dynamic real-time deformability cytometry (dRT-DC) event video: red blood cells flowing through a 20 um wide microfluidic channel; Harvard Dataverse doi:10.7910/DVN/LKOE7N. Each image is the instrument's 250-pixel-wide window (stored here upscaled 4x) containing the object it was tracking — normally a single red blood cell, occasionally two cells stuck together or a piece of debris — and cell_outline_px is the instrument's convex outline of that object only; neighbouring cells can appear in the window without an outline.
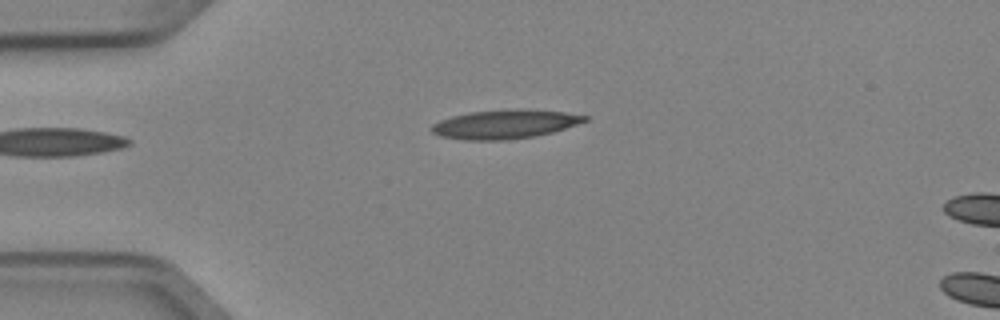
{"species": "Egyptian fruit bat (a non-hibernating species)", "species_latin": "Rousettus aegyptiacus", "temperature_condition": "cold", "stored_images_in_passage": 2, "camera_frame_rate_fps": 3000, "um_per_image_px": 0.085, "animal": {"sex": "female"}, "frame": {"image": 1, "passage_image": 2, "time_ms": 0.333, "image_size_px": [1000, 320], "cell_outline_px": [[588, 120], [552, 132], [532, 136], [504, 140], [464, 140], [440, 136], [432, 132], [432, 124], [440, 120], [452, 116], [468, 112], [524, 108], [564, 112], [588, 116]], "centroid_in_image_um": [42.89, 10.55], "position_along_channel_um": 42.1, "area_um2": 25.66}}